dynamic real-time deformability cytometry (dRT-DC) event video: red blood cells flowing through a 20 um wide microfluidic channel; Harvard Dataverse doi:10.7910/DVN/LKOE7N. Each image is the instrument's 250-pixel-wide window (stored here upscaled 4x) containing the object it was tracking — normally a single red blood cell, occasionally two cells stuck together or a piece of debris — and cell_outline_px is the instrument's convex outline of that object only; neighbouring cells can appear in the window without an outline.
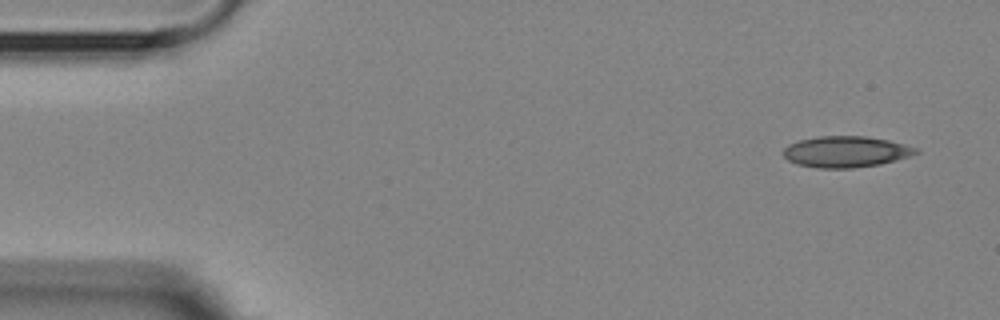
{"species": "Egyptian fruit bat (a non-hibernating species)", "species_latin": "Rousettus aegyptiacus", "temperature_condition": "room temperature", "stored_images_in_passage": 5, "camera_frame_rate_fps": 3000, "um_per_image_px": 0.085, "animal": {"sex": "female"}, "frame": {"image": 1, "passage_image": 1, "time_ms": 0.0, "image_size_px": [1000, 320], "cell_outline_px": [[920, 152], [896, 160], [880, 164], [852, 168], [816, 168], [796, 164], [788, 160], [780, 152], [788, 144], [800, 140], [820, 136], [864, 136], [888, 140], [904, 144], [916, 148]], "centroid_in_image_um": [71.85, 12.9], "position_along_channel_um": 13.2, "area_um2": 24.04}}
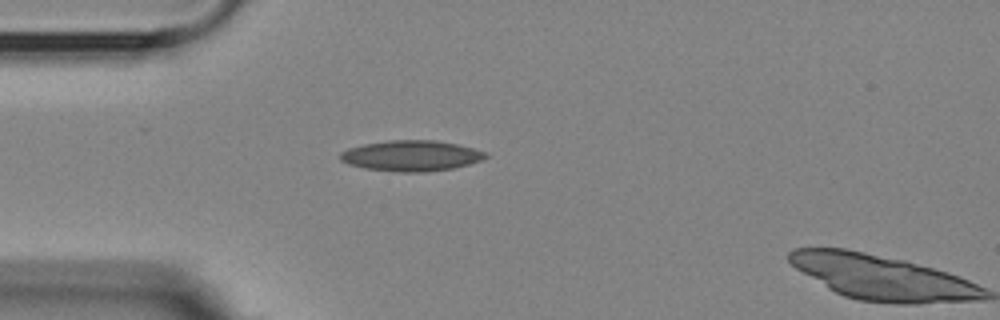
{"frame": {"image": 2, "passage_image": 4, "time_ms": 3.667, "image_size_px": [1000, 320], "cell_outline_px": [[488, 156], [480, 160], [468, 164], [452, 168], [424, 172], [400, 172], [364, 168], [348, 164], [340, 160], [340, 152], [348, 148], [364, 144], [388, 140], [436, 140], [456, 144], [488, 152]], "centroid_in_image_um": [34.93, 13.23], "position_along_channel_um": 50.1, "area_um2": 25.89}}